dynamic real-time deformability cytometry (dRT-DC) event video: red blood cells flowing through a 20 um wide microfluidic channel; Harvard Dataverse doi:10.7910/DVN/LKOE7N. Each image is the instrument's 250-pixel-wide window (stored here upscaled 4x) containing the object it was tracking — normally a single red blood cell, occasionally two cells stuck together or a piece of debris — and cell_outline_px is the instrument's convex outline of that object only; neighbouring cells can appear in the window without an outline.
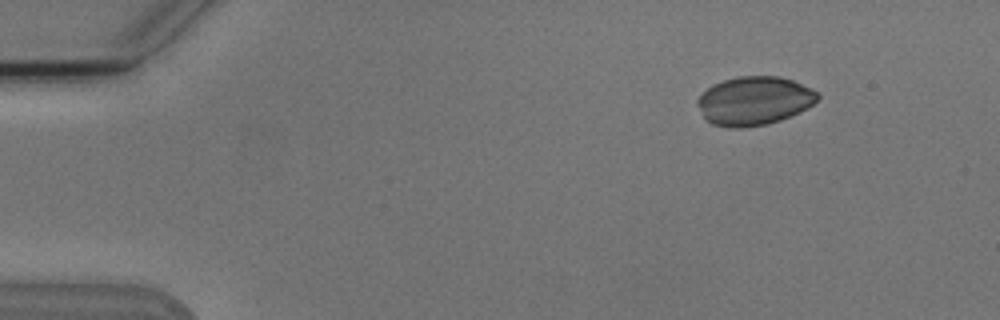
{"species": "Egyptian fruit bat (a non-hibernating species)", "species_latin": "Rousettus aegyptiacus", "temperature_condition": "cold", "stored_images_in_passage": 4, "camera_frame_rate_fps": 3000, "um_per_image_px": 0.085, "animal": {"sex": "male"}, "frame": {"image": 1, "passage_image": 1, "time_ms": 0.0, "image_size_px": [1000, 320], "cell_outline_px": [[820, 100], [800, 112], [780, 120], [764, 124], [740, 128], [732, 128], [712, 124], [704, 120], [696, 104], [696, 100], [712, 84], [736, 76], [780, 76], [792, 80], [820, 92]], "centroid_in_image_um": [64.1, 8.56], "position_along_channel_um": 20.9, "area_um2": 34.33}}